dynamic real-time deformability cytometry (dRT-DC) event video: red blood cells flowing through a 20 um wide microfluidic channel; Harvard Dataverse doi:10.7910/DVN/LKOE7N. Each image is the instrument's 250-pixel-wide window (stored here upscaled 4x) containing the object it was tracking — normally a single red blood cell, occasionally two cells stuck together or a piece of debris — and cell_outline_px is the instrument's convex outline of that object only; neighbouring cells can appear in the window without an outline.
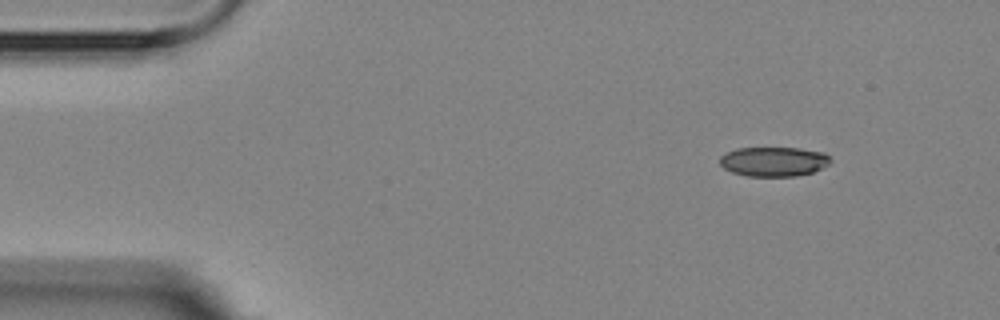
{"species": "Egyptian fruit bat (a non-hibernating species)", "species_latin": "Rousettus aegyptiacus", "temperature_condition": "room temperature", "stored_images_in_passage": 4, "camera_frame_rate_fps": 3000, "um_per_image_px": 0.085, "animal": {"sex": "female"}, "frame": {"image": 1, "passage_image": 1, "time_ms": 0.0, "image_size_px": [1000, 320], "cell_outline_px": [[832, 160], [828, 164], [812, 172], [796, 176], [748, 176], [732, 172], [724, 168], [720, 164], [720, 156], [724, 152], [736, 148], [800, 148], [824, 152]], "centroid_in_image_um": [65.74, 13.72], "position_along_channel_um": 19.3, "area_um2": 19.07}}
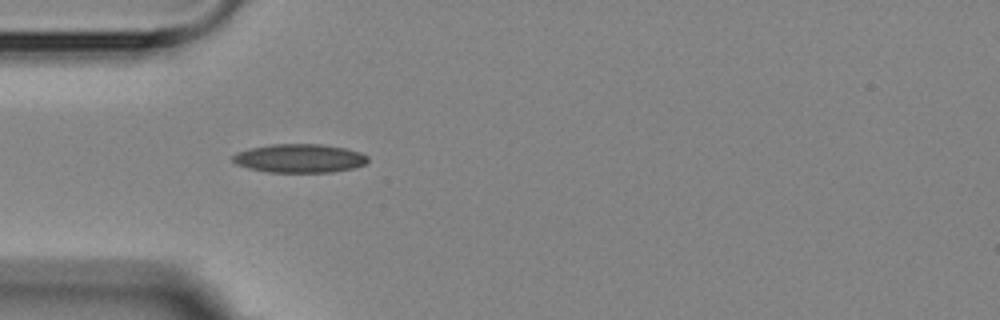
{"frame": {"image": 2, "passage_image": 3, "time_ms": 3.333, "image_size_px": [1000, 320], "cell_outline_px": [[368, 160], [364, 164], [352, 168], [332, 172], [268, 172], [248, 168], [236, 164], [232, 160], [232, 156], [236, 152], [248, 148], [272, 144], [320, 144], [344, 148], [360, 152], [368, 156]], "centroid_in_image_um": [25.42, 13.45], "position_along_channel_um": 59.6, "area_um2": 22.54}}
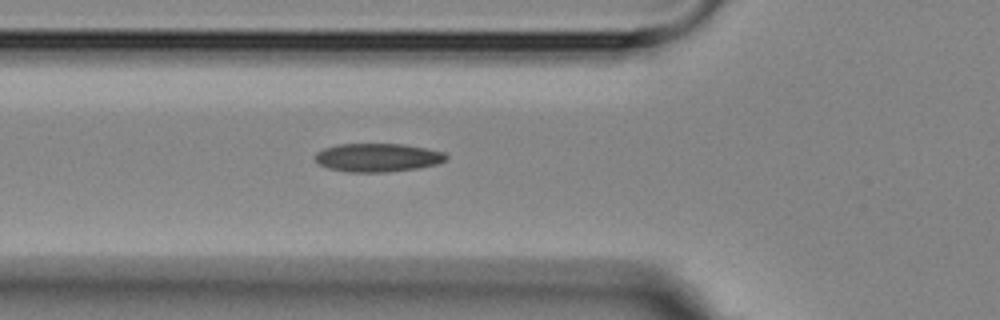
{"frame": {"image": 3, "passage_image": 4, "time_ms": 4.333, "image_size_px": [1000, 320], "cell_outline_px": [[448, 156], [444, 160], [436, 164], [420, 168], [388, 172], [348, 172], [328, 168], [316, 164], [316, 152], [324, 148], [340, 144], [404, 144], [444, 152]], "centroid_in_image_um": [32.08, 13.4], "position_along_channel_um": 93.7, "area_um2": 21.73}}